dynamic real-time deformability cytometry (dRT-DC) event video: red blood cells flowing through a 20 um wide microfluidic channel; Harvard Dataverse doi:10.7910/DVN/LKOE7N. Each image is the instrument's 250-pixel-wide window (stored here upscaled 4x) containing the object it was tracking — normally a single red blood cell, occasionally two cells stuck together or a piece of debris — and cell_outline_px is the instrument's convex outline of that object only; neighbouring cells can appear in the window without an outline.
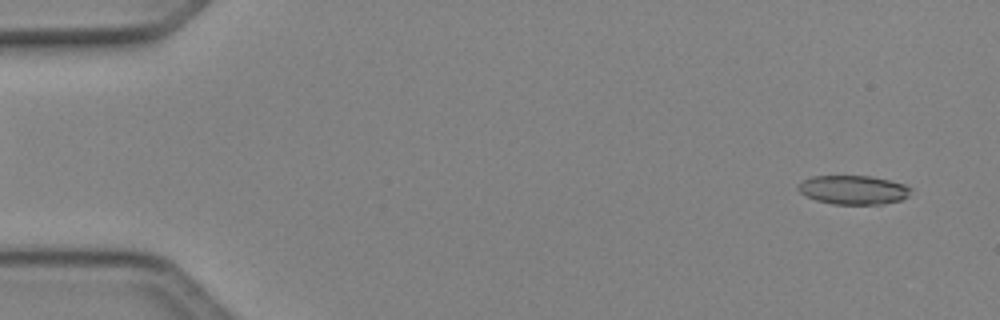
{"species": "Egyptian fruit bat (a non-hibernating species)", "species_latin": "Rousettus aegyptiacus", "temperature_condition": "cold", "stored_images_in_passage": 48, "camera_frame_rate_fps": 3000, "um_per_image_px": 0.085, "animal": {"sex": "female"}, "frame": {"image": 1, "passage_image": 2, "time_ms": 0.333, "image_size_px": [1000, 320], "cell_outline_px": [[912, 188], [908, 196], [900, 200], [884, 204], [832, 204], [816, 200], [804, 196], [796, 188], [804, 180], [812, 176], [872, 176], [904, 184]], "centroid_in_image_um": [72.52, 16.14], "position_along_channel_um": 12.5, "area_um2": 19.02}}
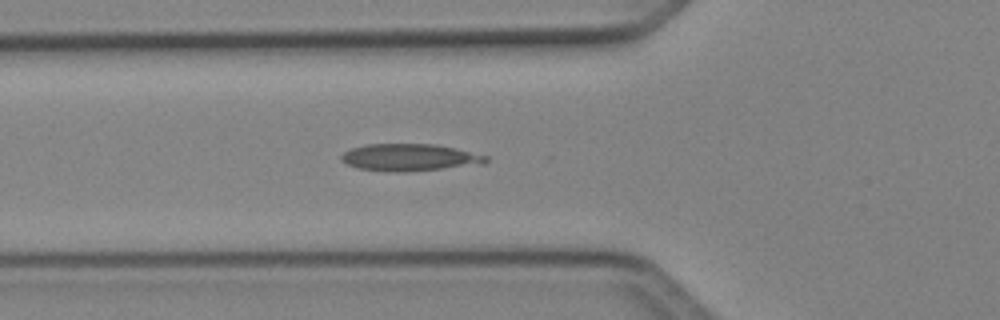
{"frame": {"image": 2, "passage_image": 17, "time_ms": 5.333, "image_size_px": [1000, 320], "cell_outline_px": [[488, 160], [484, 164], [404, 172], [396, 172], [356, 168], [340, 160], [340, 156], [344, 152], [352, 148], [364, 144], [436, 144], [488, 156]], "centroid_in_image_um": [34.79, 13.38], "position_along_channel_um": 91.0, "area_um2": 22.77}}
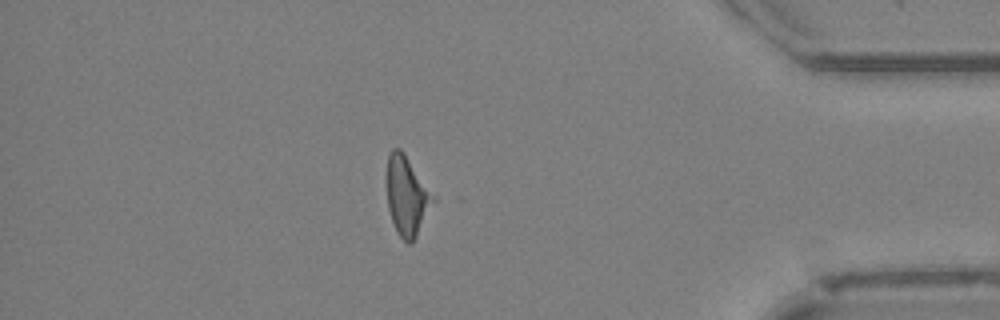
{"frame": {"image": 3, "passage_image": 42, "time_ms": 13.667, "image_size_px": [1000, 320], "cell_outline_px": [[436, 200], [412, 244], [408, 244], [400, 236], [392, 220], [388, 208], [388, 156], [392, 148], [400, 148], [404, 152], [436, 196]], "centroid_in_image_um": [34.64, 16.65], "position_along_channel_um": 400.6, "area_um2": 21.27}}